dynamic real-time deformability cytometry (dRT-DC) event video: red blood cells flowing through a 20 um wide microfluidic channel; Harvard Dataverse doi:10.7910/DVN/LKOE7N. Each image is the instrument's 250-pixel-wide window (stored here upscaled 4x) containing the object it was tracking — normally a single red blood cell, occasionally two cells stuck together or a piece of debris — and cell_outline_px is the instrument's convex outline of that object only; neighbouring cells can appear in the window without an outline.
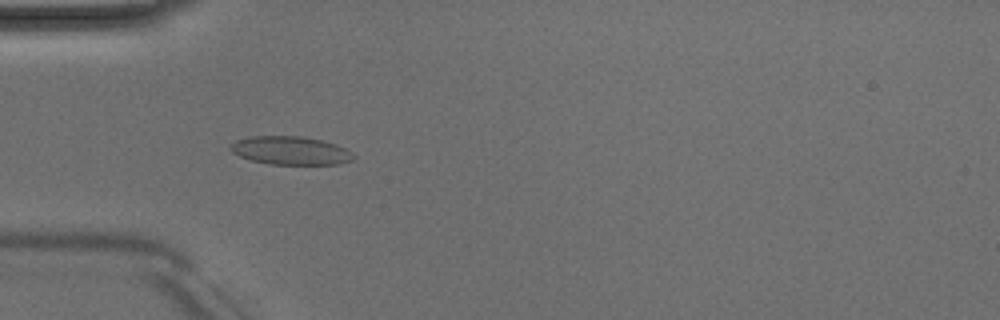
{"species": "Egyptian fruit bat (a non-hibernating species)", "species_latin": "Rousettus aegyptiacus", "temperature_condition": "room temperature", "stored_images_in_passage": 37, "camera_frame_rate_fps": 3000, "um_per_image_px": 0.085, "animal": {"sex": "male"}, "frame": {"image": 1, "passage_image": 2, "time_ms": 0.333, "image_size_px": [1000, 320], "cell_outline_px": [[356, 156], [352, 160], [336, 164], [272, 164], [252, 160], [240, 156], [232, 152], [228, 148], [236, 140], [252, 136], [300, 136], [320, 140], [336, 144], [352, 152]], "centroid_in_image_um": [24.7, 12.79], "position_along_channel_um": 60.3, "area_um2": 20.11}}
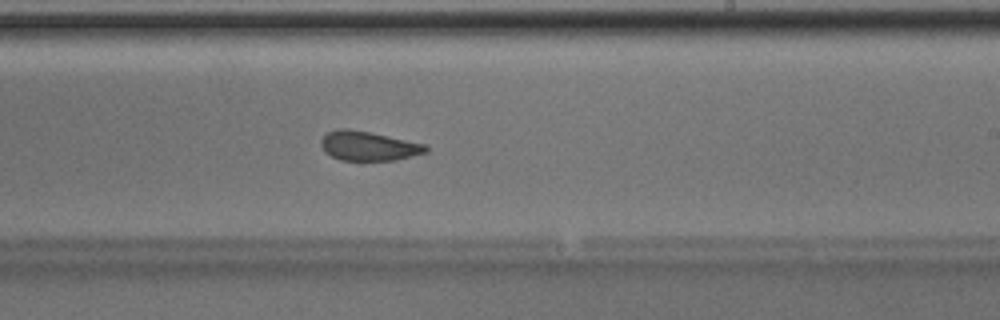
{"frame": {"image": 2, "passage_image": 17, "time_ms": 5.333, "image_size_px": [1000, 320], "cell_outline_px": [[428, 152], [396, 160], [340, 160], [324, 152], [320, 144], [320, 140], [328, 132], [336, 128], [348, 128], [372, 132], [428, 144]], "centroid_in_image_um": [31.34, 12.39], "position_along_channel_um": 257.7, "area_um2": 18.26}}
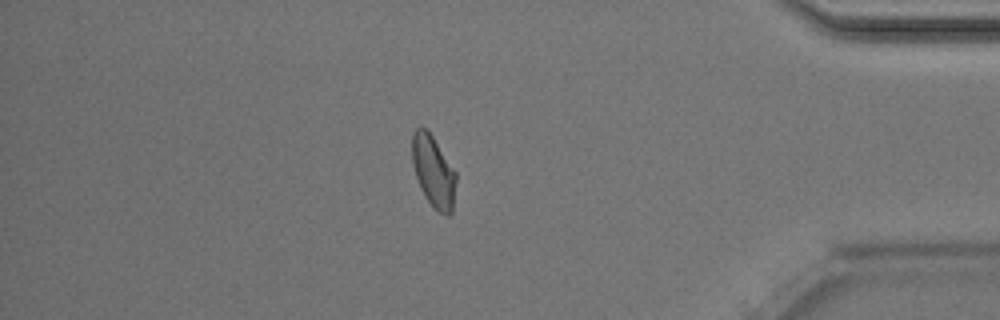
{"frame": {"image": 3, "passage_image": 30, "time_ms": 9.667, "image_size_px": [1000, 320], "cell_outline_px": [[456, 180], [452, 212], [448, 216], [436, 212], [420, 188], [416, 176], [412, 160], [412, 132], [420, 124], [428, 128], [456, 172]], "centroid_in_image_um": [36.83, 14.53], "position_along_channel_um": 398.4, "area_um2": 18.61}, "authors_computed_cell_mechanics": {"area_um2": 18.6116, "velocity_mm_per_s": 4.0059, "shape_relaxation_time_tau1_ms": 3.047, "shape_relaxation_time_tau2_ms": 0.8211, "deformation_change_tau1": 0.1047, "deformation_change_tau2": 0.0775}}